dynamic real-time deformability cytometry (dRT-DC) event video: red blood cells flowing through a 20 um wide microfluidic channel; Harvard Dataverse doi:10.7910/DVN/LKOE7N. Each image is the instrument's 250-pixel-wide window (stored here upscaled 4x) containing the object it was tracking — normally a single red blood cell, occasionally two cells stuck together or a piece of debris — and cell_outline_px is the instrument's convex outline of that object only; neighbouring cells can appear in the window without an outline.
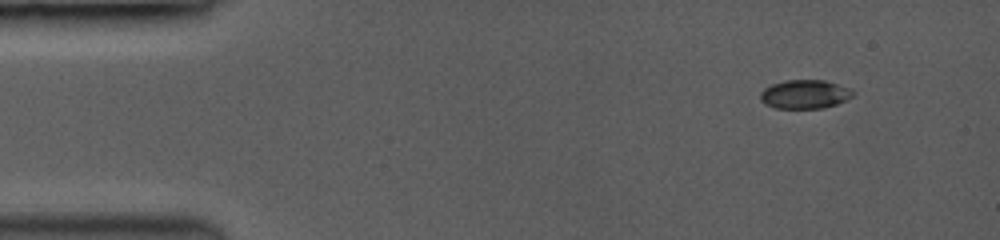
{"species": "common noctule bat (a hibernating species)", "species_latin": "Nyctalus noctula", "temperature_condition": "room temperature", "stored_images_in_passage": 51, "camera_frame_rate_fps": 3500, "um_per_image_px": 0.085, "animal": {"sex": "female", "body_mass_g": 19.0, "forearm_length_mm": 53.3}, "frame": {"image": 1, "passage_image": 1, "time_ms": 0.0, "image_size_px": [1000, 240], "cell_outline_px": [[856, 92], [852, 96], [836, 104], [824, 108], [776, 108], [764, 104], [760, 100], [760, 92], [764, 88], [772, 84], [784, 80], [824, 80], [852, 88]], "centroid_in_image_um": [68.4, 8.0], "position_along_channel_um": 16.6, "area_um2": 15.66}}
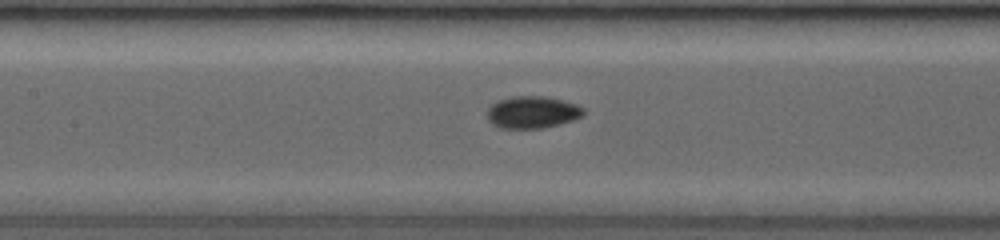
{"frame": {"image": 2, "passage_image": 22, "time_ms": 6.0, "image_size_px": [1000, 240], "cell_outline_px": [[584, 112], [580, 116], [572, 120], [540, 128], [500, 128], [492, 124], [488, 120], [488, 108], [492, 104], [500, 100], [516, 96], [540, 96], [560, 100], [584, 108]], "centroid_in_image_um": [45.19, 9.55], "position_along_channel_um": 162.2, "area_um2": 17.46}}
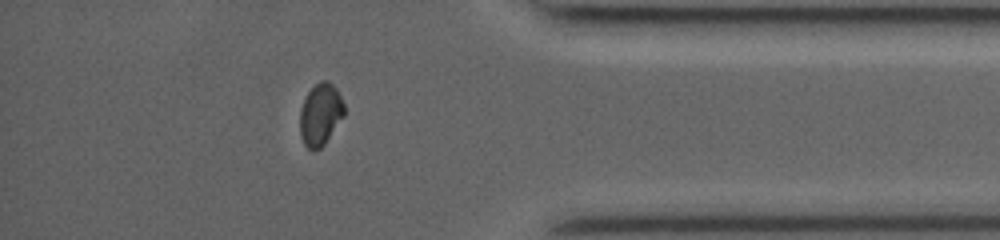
{"frame": {"image": 3, "passage_image": 44, "time_ms": 12.286, "image_size_px": [1000, 240], "cell_outline_px": [[344, 116], [324, 144], [320, 148], [312, 152], [304, 144], [300, 136], [300, 108], [308, 92], [320, 80], [328, 80], [336, 88], [344, 104]], "centroid_in_image_um": [27.23, 9.74], "position_along_channel_um": 408.0, "area_um2": 16.01}, "authors_computed_cell_mechanics": {"area_um2": 16.2996, "velocity_mm_per_s": 4.1002, "shape_relaxation_time_tau1_ms": 3.505, "shape_relaxation_time_tau2_ms": 1.0082, "deformation_change_tau1": 0.1114, "deformation_change_tau2": 0.0231}}